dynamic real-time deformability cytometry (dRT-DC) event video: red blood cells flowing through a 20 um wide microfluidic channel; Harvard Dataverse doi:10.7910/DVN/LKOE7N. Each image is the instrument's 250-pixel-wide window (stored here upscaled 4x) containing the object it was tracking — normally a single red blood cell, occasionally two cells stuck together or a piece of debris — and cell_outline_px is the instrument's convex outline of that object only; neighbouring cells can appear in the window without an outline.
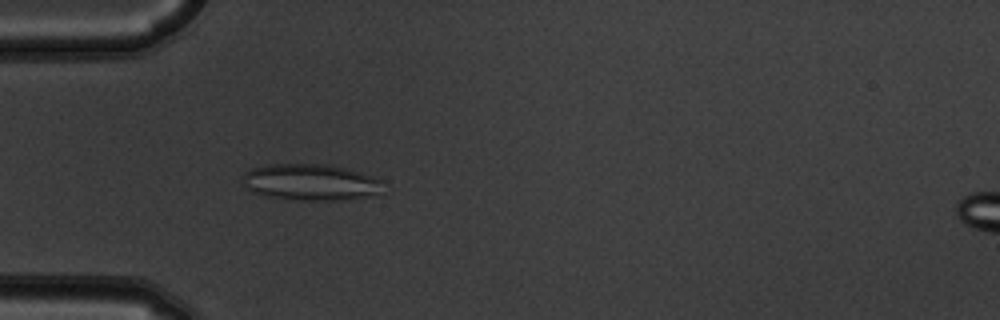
{"species": "common noctule bat (a hibernating species)", "species_latin": "Nyctalus noctula", "temperature_condition": "warm", "stored_images_in_passage": 5, "segment_of_instrument_passage": [1, 2], "camera_frame_rate_fps": 3000, "um_per_image_px": 0.085, "animal": {"sex": "male", "body_mass_g": 19.5, "forearm_length_mm": 54.6}, "frame": {"image": 1, "passage_image": 4, "time_ms": 1.0, "image_size_px": [1000, 320], "cell_outline_px": [[384, 180], [376, 192], [360, 196], [340, 200], [296, 200], [264, 196], [252, 192], [240, 180], [244, 172], [252, 168], [268, 164], [328, 164], [360, 172]], "centroid_in_image_um": [26.28, 15.47], "position_along_channel_um": 58.7, "area_um2": 29.54}}